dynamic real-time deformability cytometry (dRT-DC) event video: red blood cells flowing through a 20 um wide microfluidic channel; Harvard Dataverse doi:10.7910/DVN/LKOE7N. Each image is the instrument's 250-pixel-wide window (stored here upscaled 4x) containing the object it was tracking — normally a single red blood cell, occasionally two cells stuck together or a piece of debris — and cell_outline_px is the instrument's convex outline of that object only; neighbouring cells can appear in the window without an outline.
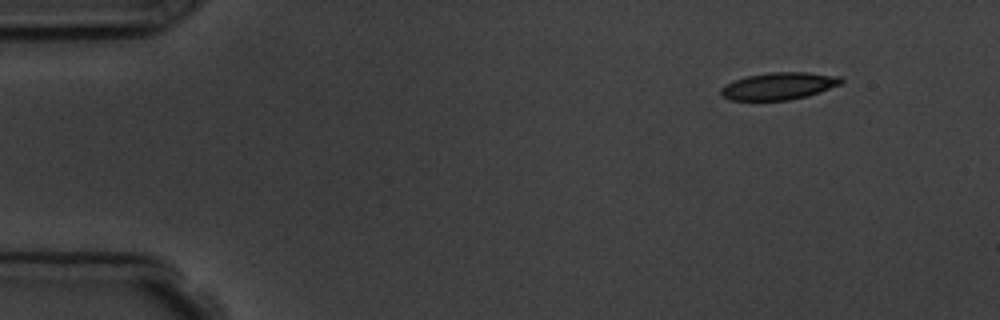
{"species": "common noctule bat (a hibernating species)", "species_latin": "Nyctalus noctula", "temperature_condition": "room temperature", "stored_images_in_passage": 3, "camera_frame_rate_fps": 3000, "um_per_image_px": 0.085, "animal": {"sex": "male", "body_mass_g": 19.5, "forearm_length_mm": 54.6}, "frame": {"image": 1, "passage_image": 1, "time_ms": 0.0, "image_size_px": [1000, 320], "cell_outline_px": [[844, 80], [840, 84], [808, 96], [788, 100], [728, 100], [720, 96], [720, 88], [724, 84], [748, 76], [768, 72], [808, 72], [840, 76]], "centroid_in_image_um": [66.17, 7.31], "position_along_channel_um": 18.8, "area_um2": 19.13}}
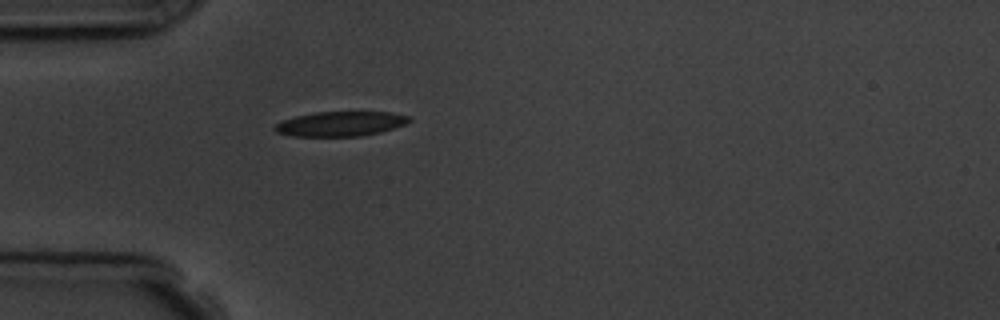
{"frame": {"image": 2, "passage_image": 3, "time_ms": 3.333, "image_size_px": [1000, 320], "cell_outline_px": [[412, 120], [404, 124], [380, 132], [360, 136], [292, 136], [276, 132], [272, 128], [276, 124], [284, 120], [296, 116], [312, 112], [388, 112], [408, 116]], "centroid_in_image_um": [28.9, 10.52], "position_along_channel_um": 56.1, "area_um2": 19.19}}